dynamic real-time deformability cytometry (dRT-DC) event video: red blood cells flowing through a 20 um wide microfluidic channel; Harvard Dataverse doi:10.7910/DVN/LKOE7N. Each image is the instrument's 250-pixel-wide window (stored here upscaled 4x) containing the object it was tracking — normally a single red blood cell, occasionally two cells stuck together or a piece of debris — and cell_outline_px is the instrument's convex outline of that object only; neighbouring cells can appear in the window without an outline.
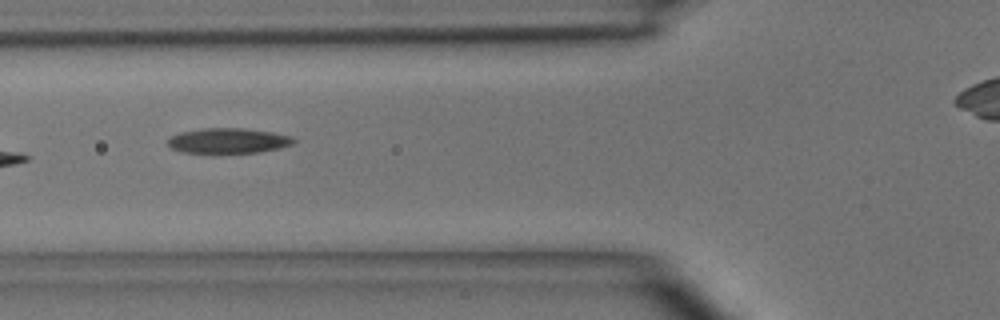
{"species": "common noctule bat (a hibernating species)", "species_latin": "Nyctalus noctula", "temperature_condition": "room temperature", "stored_images_in_passage": 5, "camera_frame_rate_fps": 3000, "um_per_image_px": 0.085, "animal": {"sex": "male", "body_mass_g": 15.6}, "frame": {"image": 1, "passage_image": 4, "time_ms": 3.333, "image_size_px": [1000, 320], "cell_outline_px": [[296, 140], [292, 144], [280, 148], [260, 152], [184, 152], [172, 148], [168, 144], [168, 140], [172, 136], [180, 132], [204, 128], [244, 128], [272, 132], [292, 136]], "centroid_in_image_um": [19.44, 11.95], "position_along_channel_um": 106.4, "area_um2": 18.21}}